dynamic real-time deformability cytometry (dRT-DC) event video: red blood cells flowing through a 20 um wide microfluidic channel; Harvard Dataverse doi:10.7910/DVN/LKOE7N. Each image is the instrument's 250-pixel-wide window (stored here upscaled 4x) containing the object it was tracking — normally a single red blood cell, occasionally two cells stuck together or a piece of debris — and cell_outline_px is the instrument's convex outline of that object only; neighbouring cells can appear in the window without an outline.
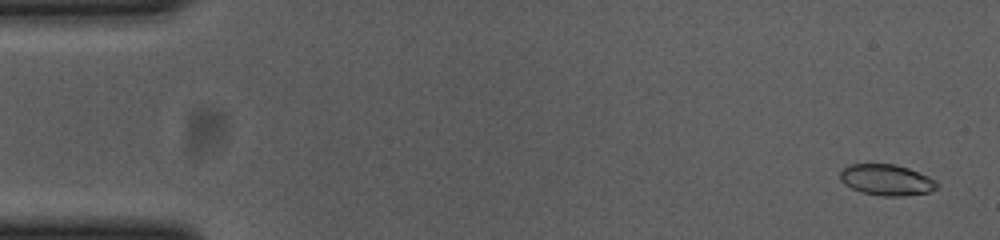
{"species": "common noctule bat (a hibernating species)", "species_latin": "Nyctalus noctula", "temperature_condition": "cold", "stored_images_in_passage": 56, "camera_frame_rate_fps": 3000, "um_per_image_px": 0.085, "animal": {"sex": "female", "body_mass_g": 23.0, "forearm_length_mm": 53.4}, "frame": {"image": 1, "passage_image": 3, "time_ms": 0.667, "image_size_px": [1000, 240], "cell_outline_px": [[940, 184], [936, 188], [928, 192], [904, 196], [884, 196], [860, 192], [844, 184], [840, 180], [840, 172], [848, 164], [896, 164], [908, 168], [928, 176], [936, 180]], "centroid_in_image_um": [75.36, 15.29], "position_along_channel_um": 9.6, "area_um2": 17.57}}
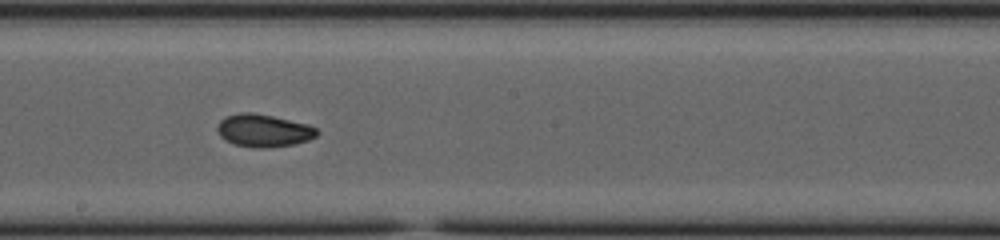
{"frame": {"image": 2, "passage_image": 31, "time_ms": 10.0, "image_size_px": [1000, 240], "cell_outline_px": [[320, 132], [316, 136], [308, 140], [292, 144], [268, 148], [256, 148], [236, 144], [220, 136], [216, 128], [220, 120], [224, 116], [240, 112], [252, 112], [272, 116], [308, 124], [316, 128]], "centroid_in_image_um": [22.4, 11.08], "position_along_channel_um": 225.8, "area_um2": 18.9}}
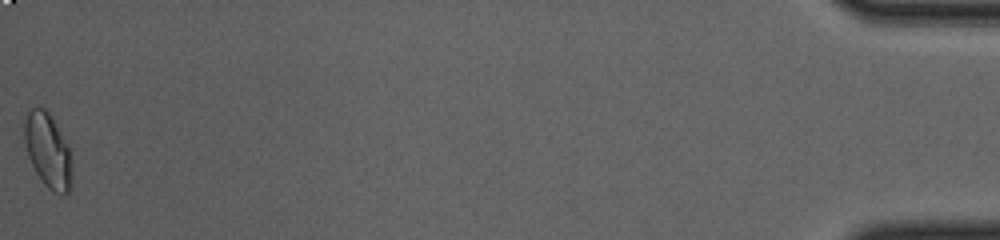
{"frame": {"image": 3, "passage_image": 56, "time_ms": 18.333, "image_size_px": [1000, 240], "cell_outline_px": [[72, 184], [68, 192], [52, 192], [44, 184], [36, 172], [28, 156], [24, 140], [24, 120], [28, 112], [32, 108], [44, 108], [48, 112], [68, 148], [72, 176]], "centroid_in_image_um": [4.04, 12.81], "position_along_channel_um": 431.2, "area_um2": 20.0}, "authors_computed_cell_mechanics": {"area_um2": 18.2937, "velocity_mm_per_s": 3.6925, "shape_relaxation_time_tau1_ms": null, "shape_relaxation_time_tau2_ms": 2.3175, "deformation_change_tau1": null, "deformation_change_tau2": 0.0581}}